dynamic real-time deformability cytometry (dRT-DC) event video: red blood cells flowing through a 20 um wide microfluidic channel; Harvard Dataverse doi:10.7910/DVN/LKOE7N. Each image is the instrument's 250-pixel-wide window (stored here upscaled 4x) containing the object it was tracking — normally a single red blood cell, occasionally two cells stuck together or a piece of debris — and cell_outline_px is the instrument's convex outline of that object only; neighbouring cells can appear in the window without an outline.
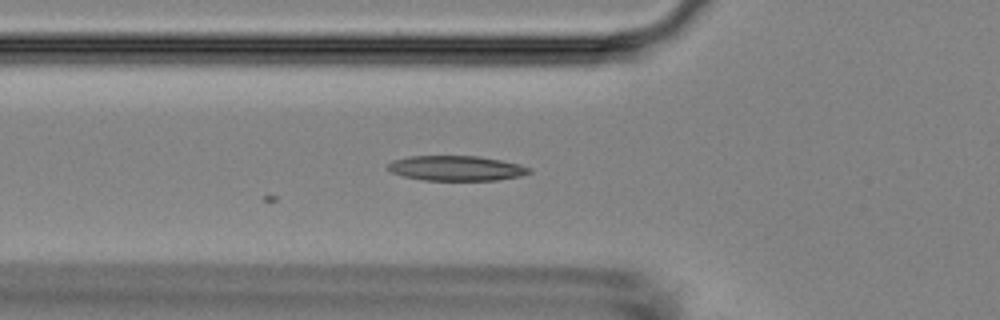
{"species": "Egyptian fruit bat (a non-hibernating species)", "species_latin": "Rousettus aegyptiacus", "temperature_condition": "room temperature", "stored_images_in_passage": 6, "camera_frame_rate_fps": 3000, "um_per_image_px": 0.085, "animal": {"sex": "female"}, "frame": {"image": 1, "passage_image": 5, "time_ms": 1.333, "image_size_px": [1000, 320], "cell_outline_px": [[532, 172], [520, 176], [496, 180], [420, 180], [404, 176], [392, 172], [388, 168], [388, 164], [392, 160], [408, 156], [480, 156], [520, 164], [532, 168]], "centroid_in_image_um": [38.8, 14.29], "position_along_channel_um": 87.0, "area_um2": 20.63}}